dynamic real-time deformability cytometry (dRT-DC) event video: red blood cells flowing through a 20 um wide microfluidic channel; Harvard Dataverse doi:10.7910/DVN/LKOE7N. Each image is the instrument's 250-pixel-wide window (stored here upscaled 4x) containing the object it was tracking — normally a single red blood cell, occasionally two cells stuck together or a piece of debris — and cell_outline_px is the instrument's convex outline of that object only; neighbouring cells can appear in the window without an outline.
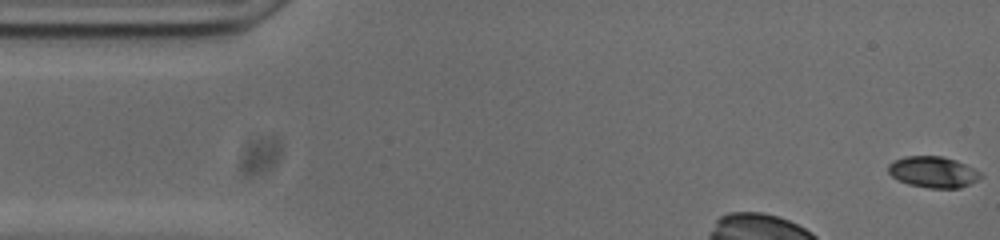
{"species": "common noctule bat (a hibernating species)", "species_latin": "Nyctalus noctula", "temperature_condition": "cold", "stored_images_in_passage": 10, "camera_frame_rate_fps": 3000, "um_per_image_px": 0.085, "animal": {"sex": "male", "body_mass_g": 20.0, "forearm_length_mm": 53.3}, "frame": {"image": 1, "passage_image": 1, "time_ms": 0.0, "image_size_px": [1000, 240], "cell_outline_px": [[984, 176], [960, 188], [928, 188], [908, 184], [892, 176], [888, 172], [888, 164], [892, 160], [904, 156], [940, 156], [956, 160], [980, 172]], "centroid_in_image_um": [79.28, 14.61], "position_along_channel_um": 5.7, "area_um2": 16.7}}